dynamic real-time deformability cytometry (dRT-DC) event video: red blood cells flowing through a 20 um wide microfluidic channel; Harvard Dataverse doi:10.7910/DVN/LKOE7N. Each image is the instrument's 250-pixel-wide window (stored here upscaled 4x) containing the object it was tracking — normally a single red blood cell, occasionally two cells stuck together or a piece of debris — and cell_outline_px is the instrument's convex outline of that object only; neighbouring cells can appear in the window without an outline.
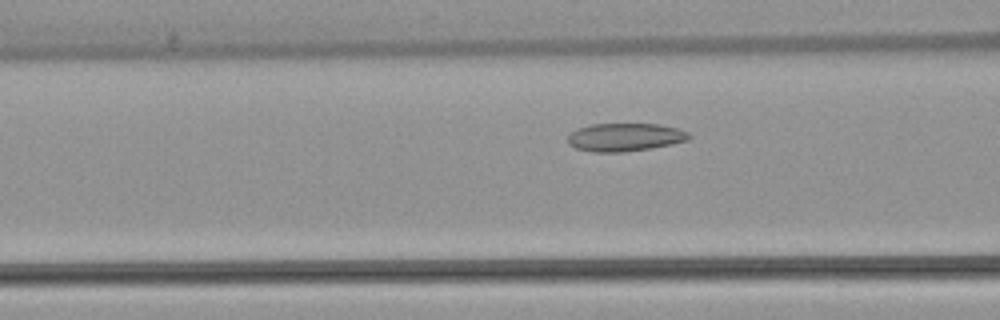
{"species": "common noctule bat (a hibernating species)", "species_latin": "Nyctalus noctula", "temperature_condition": "warm", "stored_images_in_passage": 47, "camera_frame_rate_fps": 3000, "um_per_image_px": 0.085, "animal": {"sex": "female", "body_mass_g": 22.7, "forearm_length_mm": 54.2}, "frame": {"image": 1, "passage_image": 15, "time_ms": 4.667, "image_size_px": [1000, 320], "cell_outline_px": [[692, 136], [688, 140], [672, 144], [648, 148], [620, 152], [592, 152], [576, 148], [568, 144], [568, 136], [576, 128], [592, 124], [660, 124], [676, 128], [688, 132]], "centroid_in_image_um": [53.11, 11.65], "position_along_channel_um": 113.5, "area_um2": 19.77}}
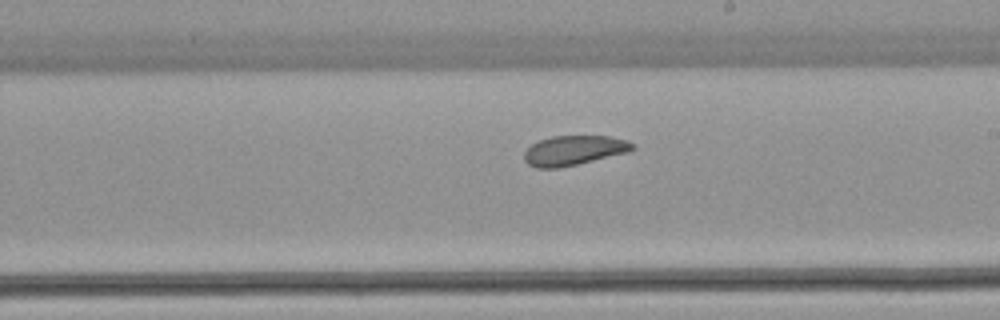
{"frame": {"image": 2, "passage_image": 25, "time_ms": 8.0, "image_size_px": [1000, 320], "cell_outline_px": [[636, 148], [628, 152], [576, 164], [556, 168], [536, 168], [528, 164], [524, 160], [524, 152], [532, 144], [540, 140], [552, 136], [608, 136], [628, 140], [636, 144]], "centroid_in_image_um": [48.8, 12.77], "position_along_channel_um": 240.2, "area_um2": 18.67}}
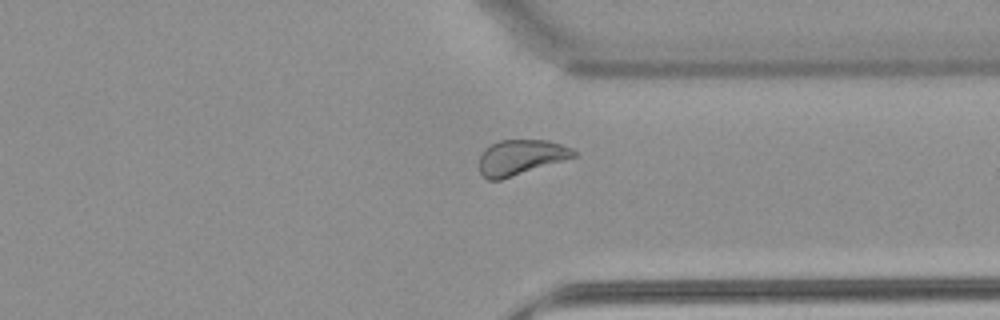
{"frame": {"image": 3, "passage_image": 35, "time_ms": 11.333, "image_size_px": [1000, 320], "cell_outline_px": [[576, 156], [564, 160], [500, 180], [488, 180], [480, 172], [480, 156], [484, 148], [500, 140], [548, 140], [572, 148], [576, 152]], "centroid_in_image_um": [44.25, 13.36], "position_along_channel_um": 367.1, "area_um2": 19.19}, "authors_computed_cell_mechanics": {"area_um2": 20.23, "velocity_mm_per_s": 3.8109, "shape_relaxation_time_tau1_ms": 10.4912, "shape_relaxation_time_tau2_ms": 2.9759, "deformation_change_tau1": 0.1321, "deformation_change_tau2": 0.0807}}